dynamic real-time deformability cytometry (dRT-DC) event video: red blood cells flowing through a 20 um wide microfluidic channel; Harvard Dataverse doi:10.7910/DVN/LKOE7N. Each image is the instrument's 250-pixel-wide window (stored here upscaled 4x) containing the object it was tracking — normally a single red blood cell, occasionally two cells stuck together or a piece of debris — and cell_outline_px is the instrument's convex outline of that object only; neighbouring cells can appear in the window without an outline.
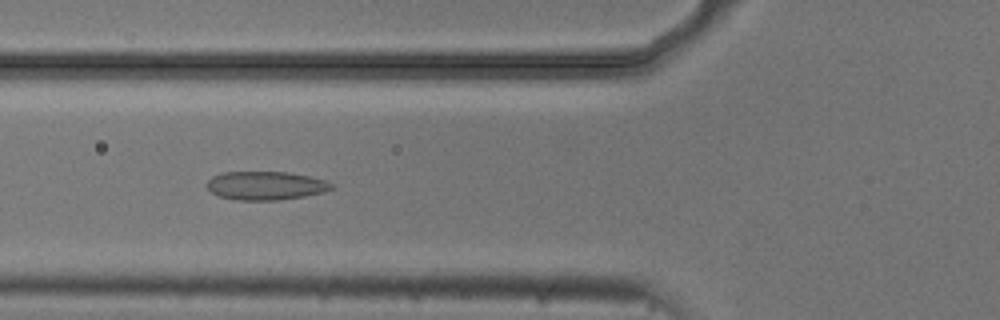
{"species": "common noctule bat (a hibernating species)", "species_latin": "Nyctalus noctula", "temperature_condition": "cold", "stored_images_in_passage": 46, "camera_frame_rate_fps": 3000, "um_per_image_px": 0.085, "animal": {"sex": "male", "body_mass_g": 20.5, "forearm_length_mm": 52.5}, "frame": {"image": 1, "passage_image": 18, "time_ms": 5.667, "image_size_px": [1000, 320], "cell_outline_px": [[336, 188], [324, 192], [304, 196], [280, 200], [236, 200], [220, 196], [212, 192], [208, 188], [208, 180], [212, 176], [220, 172], [288, 172], [308, 176], [324, 180], [332, 184]], "centroid_in_image_um": [22.59, 15.78], "position_along_channel_um": 103.2, "area_um2": 20.69}}
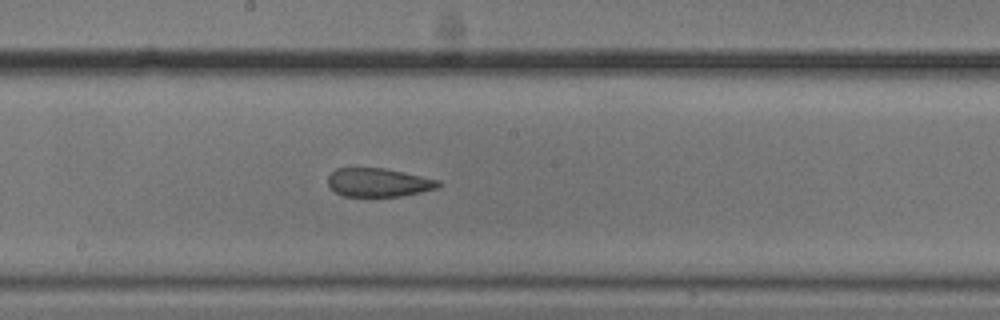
{"frame": {"image": 2, "passage_image": 27, "time_ms": 8.667, "image_size_px": [1000, 320], "cell_outline_px": [[444, 184], [440, 188], [400, 196], [344, 196], [336, 192], [328, 184], [328, 176], [336, 168], [384, 168], [440, 180]], "centroid_in_image_um": [32.22, 15.51], "position_along_channel_um": 216.0, "area_um2": 18.38}}
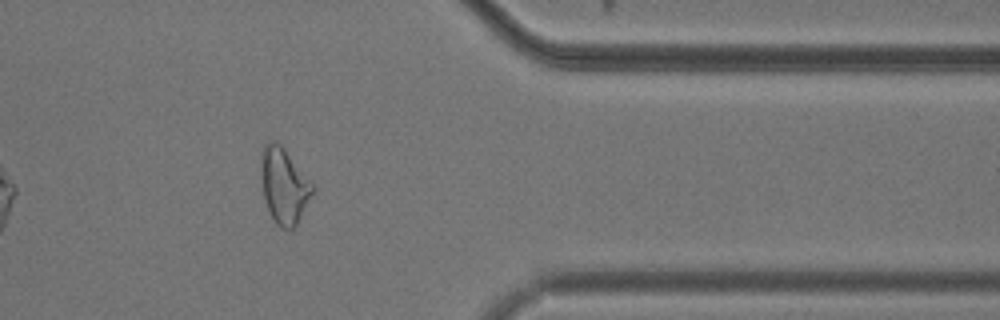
{"frame": {"image": 3, "passage_image": 42, "time_ms": 13.667, "image_size_px": [1000, 320], "cell_outline_px": [[316, 188], [296, 224], [288, 232], [280, 228], [276, 224], [264, 200], [260, 176], [260, 152], [264, 144], [268, 140], [276, 140], [284, 148]], "centroid_in_image_um": [24.1, 15.75], "position_along_channel_um": 387.3, "area_um2": 22.95}, "authors_computed_cell_mechanics": {"area_um2": 21.2704, "velocity_mm_per_s": 3.7345, "shape_relaxation_time_tau1_ms": null, "shape_relaxation_time_tau2_ms": 2.3379, "deformation_change_tau1": null, "deformation_change_tau2": 0.096}}